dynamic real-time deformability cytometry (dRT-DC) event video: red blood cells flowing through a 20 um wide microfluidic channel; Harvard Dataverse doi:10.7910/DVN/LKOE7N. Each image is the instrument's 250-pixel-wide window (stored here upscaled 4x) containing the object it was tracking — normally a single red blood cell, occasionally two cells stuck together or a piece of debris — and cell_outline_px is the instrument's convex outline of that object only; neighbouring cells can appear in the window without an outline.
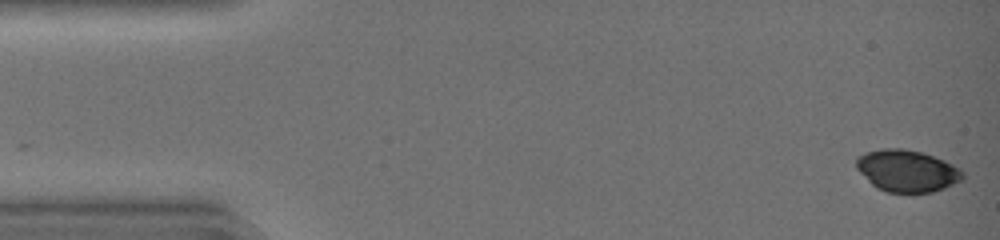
{"species": "common noctule bat (a hibernating species)", "species_latin": "Nyctalus noctula", "temperature_condition": "warm", "stored_images_in_passage": 44, "camera_frame_rate_fps": 3000, "um_per_image_px": 0.085, "animal": {"sex": "female", "body_mass_g": 19.0, "forearm_length_mm": 51.5}, "frame": {"image": 1, "passage_image": 1, "time_ms": 0.0, "image_size_px": [1000, 240], "cell_outline_px": [[964, 180], [944, 188], [932, 192], [888, 192], [876, 188], [856, 168], [856, 160], [864, 152], [884, 148], [904, 148], [920, 152], [944, 160], [960, 168], [964, 172]], "centroid_in_image_um": [77.12, 14.52], "position_along_channel_um": 7.9, "area_um2": 25.95}}
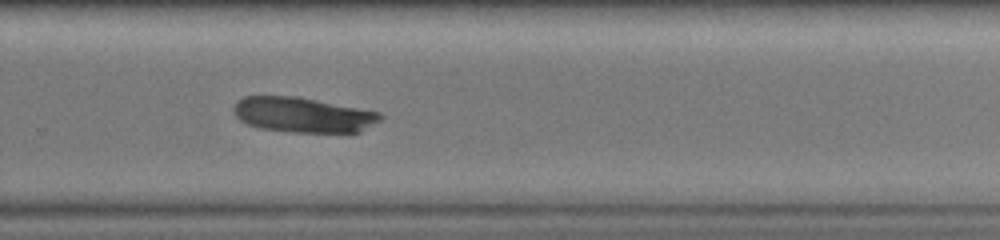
{"frame": {"image": 2, "passage_image": 30, "time_ms": 9.667, "image_size_px": [1000, 240], "cell_outline_px": [[384, 116], [380, 120], [360, 132], [292, 132], [260, 128], [248, 124], [240, 120], [236, 116], [232, 108], [244, 96], [300, 96], [380, 112]], "centroid_in_image_um": [25.77, 9.75], "position_along_channel_um": 304.0, "area_um2": 30.06}}
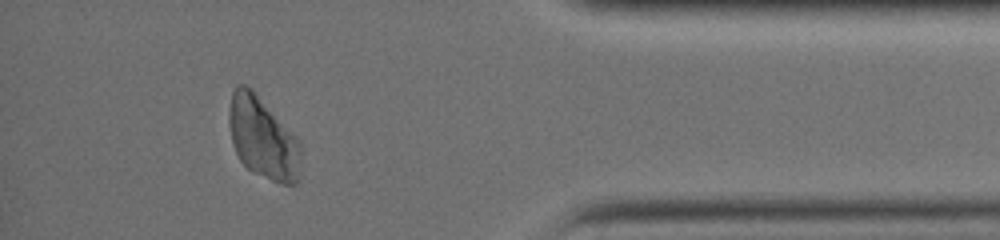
{"frame": {"image": 3, "passage_image": 39, "time_ms": 12.667, "image_size_px": [1000, 240], "cell_outline_px": [[300, 180], [296, 184], [284, 184], [272, 180], [252, 172], [240, 160], [232, 144], [228, 124], [228, 112], [232, 92], [236, 84], [244, 84], [252, 88], [300, 140]], "centroid_in_image_um": [22.33, 11.71], "position_along_channel_um": 412.9, "area_um2": 34.62}}